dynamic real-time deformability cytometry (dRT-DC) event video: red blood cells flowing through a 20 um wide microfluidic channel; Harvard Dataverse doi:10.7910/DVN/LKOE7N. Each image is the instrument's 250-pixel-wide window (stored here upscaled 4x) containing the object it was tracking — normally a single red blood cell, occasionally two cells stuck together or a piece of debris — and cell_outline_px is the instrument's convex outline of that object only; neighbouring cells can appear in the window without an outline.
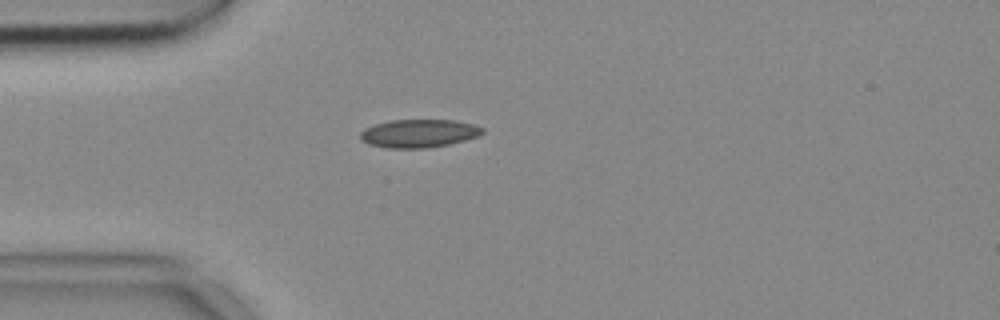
{"species": "common noctule bat (a hibernating species)", "species_latin": "Nyctalus noctula", "temperature_condition": "cold", "stored_images_in_passage": 41, "camera_frame_rate_fps": 3000, "um_per_image_px": 0.085, "animal": {"sex": "female", "body_mass_g": 18.4}, "frame": {"image": 1, "passage_image": 1, "time_ms": 0.0, "image_size_px": [1000, 320], "cell_outline_px": [[484, 132], [476, 136], [464, 140], [448, 144], [428, 148], [388, 148], [368, 144], [360, 140], [360, 132], [364, 128], [388, 120], [456, 120], [472, 124], [484, 128]], "centroid_in_image_um": [35.56, 11.33], "position_along_channel_um": 49.4, "area_um2": 20.06}}
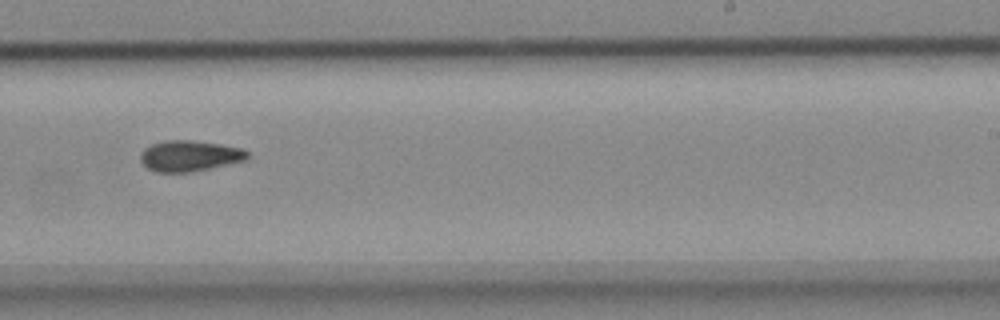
{"frame": {"image": 2, "passage_image": 20, "time_ms": 6.333, "image_size_px": [1000, 320], "cell_outline_px": [[248, 160], [192, 172], [156, 172], [148, 168], [140, 160], [140, 152], [144, 148], [152, 144], [164, 140], [192, 140], [220, 144], [244, 148], [248, 152]], "centroid_in_image_um": [16.13, 13.24], "position_along_channel_um": 272.9, "area_um2": 19.42}}
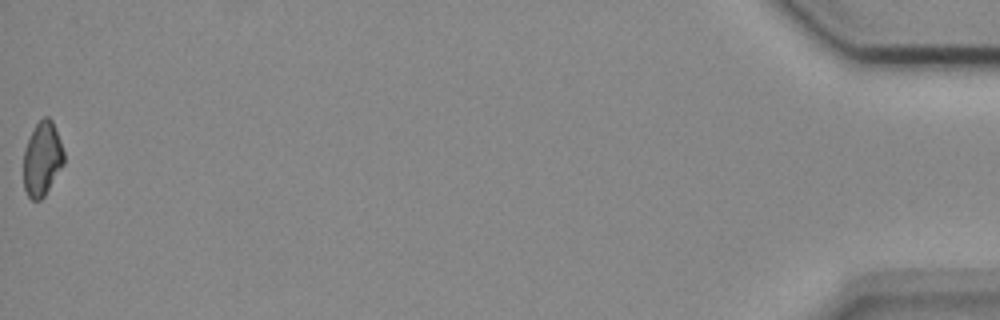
{"frame": {"image": 3, "passage_image": 41, "time_ms": 13.333, "image_size_px": [1000, 320], "cell_outline_px": [[64, 164], [44, 196], [40, 200], [32, 200], [28, 196], [24, 188], [24, 148], [36, 124], [44, 116], [48, 116], [52, 120], [60, 140], [64, 152]], "centroid_in_image_um": [3.59, 13.51], "position_along_channel_um": 431.6, "area_um2": 17.34}, "authors_computed_cell_mechanics": {"area_um2": 18.9584, "velocity_mm_per_s": 3.7006, "shape_relaxation_time_tau1_ms": null, "shape_relaxation_time_tau2_ms": 9.7958, "deformation_change_tau1": null, "deformation_change_tau2": 0.1385}}